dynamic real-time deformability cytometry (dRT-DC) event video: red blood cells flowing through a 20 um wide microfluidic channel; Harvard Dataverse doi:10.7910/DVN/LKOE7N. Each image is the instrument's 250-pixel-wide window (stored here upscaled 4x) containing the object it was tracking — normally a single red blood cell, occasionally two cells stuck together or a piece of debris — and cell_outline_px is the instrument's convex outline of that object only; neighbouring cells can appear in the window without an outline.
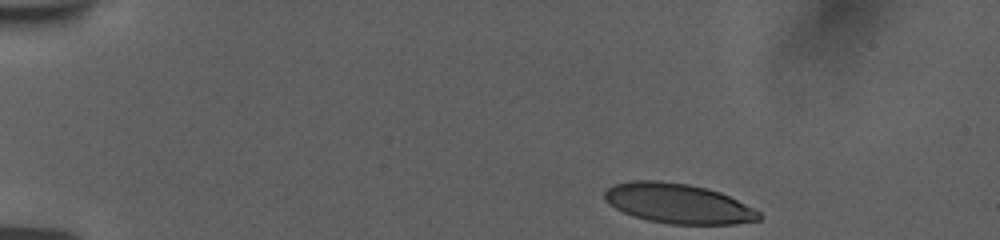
{"species": "human", "species_latin": "Homo sapiens", "temperature_condition": "room temperature", "stored_images_in_passage": 47, "camera_frame_rate_fps": 3000, "um_per_image_px": 0.085, "donor": {"sex": "female"}, "frame": {"image": 1, "passage_image": 1, "time_ms": 0.0, "image_size_px": [1000, 240], "cell_outline_px": [[764, 216], [760, 220], [736, 224], [668, 224], [648, 220], [624, 212], [608, 204], [604, 200], [604, 192], [608, 188], [616, 184], [632, 180], [660, 180], [688, 184], [708, 188], [720, 192], [760, 212]], "centroid_in_image_um": [57.64, 17.29], "position_along_channel_um": 27.4, "area_um2": 35.84}}
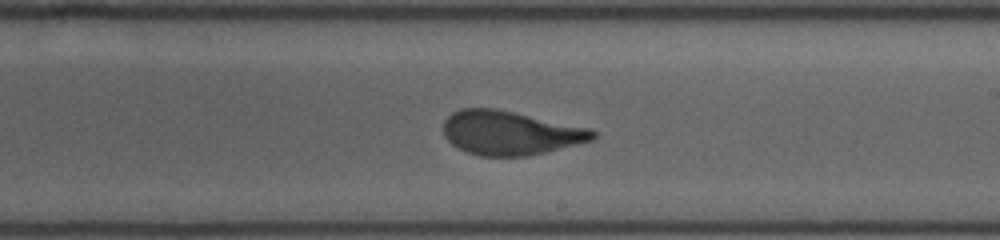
{"frame": {"image": 2, "passage_image": 26, "time_ms": 8.333, "image_size_px": [1000, 240], "cell_outline_px": [[596, 136], [592, 140], [528, 156], [480, 156], [468, 152], [452, 144], [444, 136], [444, 120], [452, 112], [460, 108], [496, 108], [588, 128], [596, 132]], "centroid_in_image_um": [43.32, 11.29], "position_along_channel_um": 245.7, "area_um2": 37.97}}
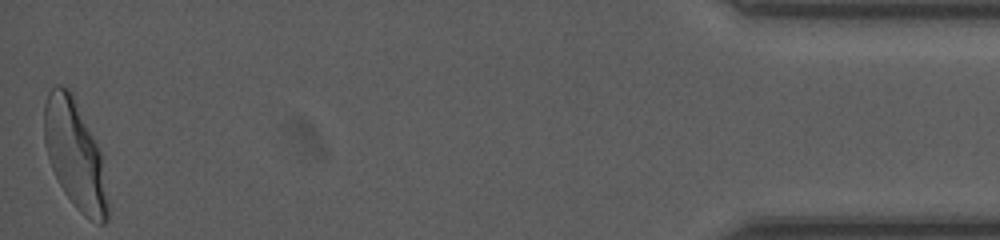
{"frame": {"image": 3, "passage_image": 47, "time_ms": 15.333, "image_size_px": [1000, 240], "cell_outline_px": [[108, 220], [104, 224], [96, 224], [84, 216], [76, 208], [64, 192], [52, 168], [48, 156], [44, 140], [44, 104], [48, 92], [56, 84], [60, 84], [68, 88], [72, 92], [100, 152], [108, 204]], "centroid_in_image_um": [6.35, 13.15], "position_along_channel_um": 428.8, "area_um2": 39.71}, "authors_computed_cell_mechanics": {"area_um2": 38.6682, "velocity_mm_per_s": 3.7561, "shape_relaxation_time_tau1_ms": 5.4019, "shape_relaxation_time_tau2_ms": 0.8147, "deformation_change_tau1": 0.22, "deformation_change_tau2": 0.0825}}